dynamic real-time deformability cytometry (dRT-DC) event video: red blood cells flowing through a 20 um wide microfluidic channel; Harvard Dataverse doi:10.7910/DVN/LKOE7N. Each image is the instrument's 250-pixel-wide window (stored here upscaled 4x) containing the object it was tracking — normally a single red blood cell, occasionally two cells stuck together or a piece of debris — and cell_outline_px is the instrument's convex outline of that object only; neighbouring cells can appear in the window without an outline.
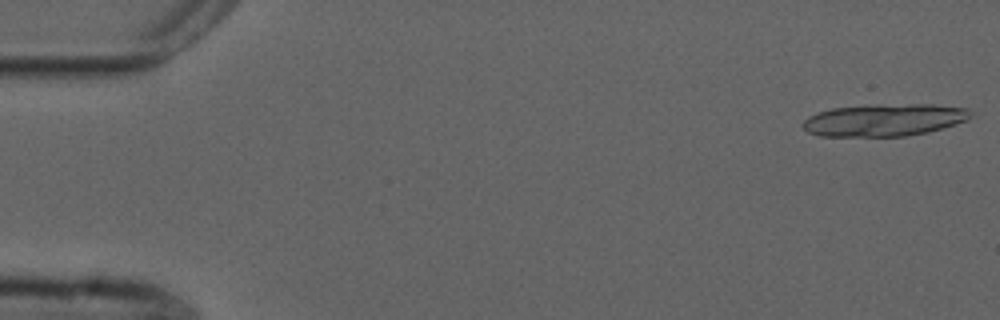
{"species": "common noctule bat (a hibernating species)", "species_latin": "Nyctalus noctula", "temperature_condition": "cold", "stored_images_in_passage": 17, "camera_frame_rate_fps": 3000, "um_per_image_px": 0.085, "animal": {"sex": "male", "forearm_length_mm": 52.5}, "frame": {"image": 1, "passage_image": 1, "time_ms": 0.0, "image_size_px": [1000, 320], "cell_outline_px": [[972, 116], [968, 120], [956, 124], [928, 132], [908, 136], [820, 136], [808, 132], [800, 124], [808, 116], [832, 108], [912, 104], [932, 104], [968, 108], [972, 112]], "centroid_in_image_um": [75.2, 10.21], "position_along_channel_um": 9.8, "area_um2": 31.33}}